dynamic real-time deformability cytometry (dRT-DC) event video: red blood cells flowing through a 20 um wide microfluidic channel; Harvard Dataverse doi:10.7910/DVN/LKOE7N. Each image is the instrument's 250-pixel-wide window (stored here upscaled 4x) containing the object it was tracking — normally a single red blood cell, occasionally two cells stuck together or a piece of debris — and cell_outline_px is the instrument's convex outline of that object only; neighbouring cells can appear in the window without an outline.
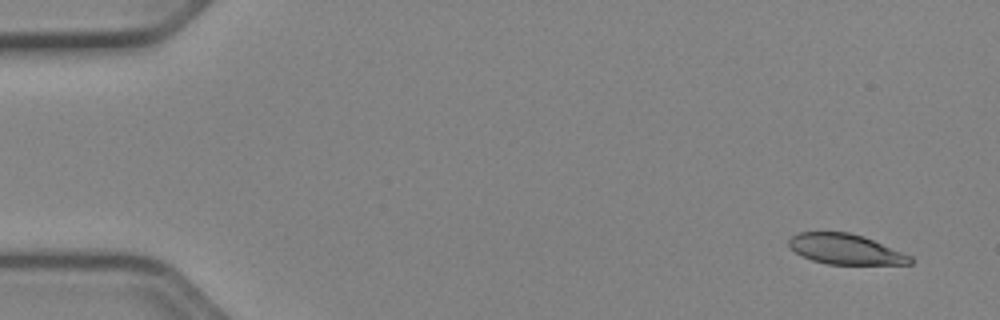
{"species": "Egyptian fruit bat (a non-hibernating species)", "species_latin": "Rousettus aegyptiacus", "temperature_condition": "cold", "stored_images_in_passage": 52, "camera_frame_rate_fps": 3000, "um_per_image_px": 0.085, "animal": {"sex": "female"}, "frame": {"image": 1, "passage_image": 3, "time_ms": 0.667, "image_size_px": [1000, 320], "cell_outline_px": [[916, 260], [912, 264], [828, 264], [812, 260], [796, 252], [788, 244], [788, 240], [796, 232], [848, 232], [864, 236], [912, 256]], "centroid_in_image_um": [71.9, 21.18], "position_along_channel_um": 13.1, "area_um2": 21.39}}
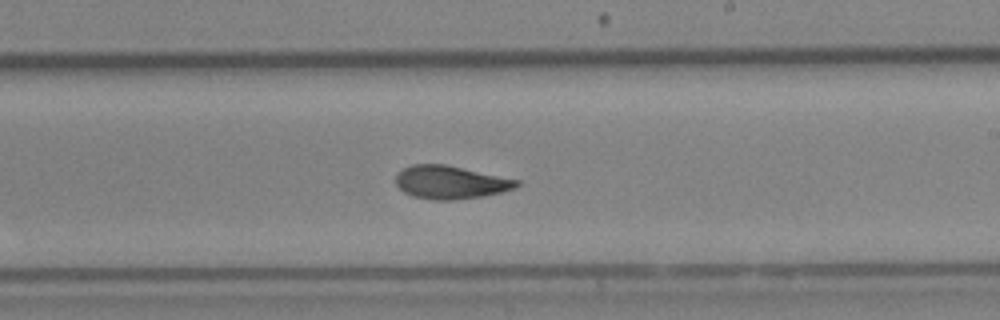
{"frame": {"image": 2, "passage_image": 31, "time_ms": 10.0, "image_size_px": [1000, 320], "cell_outline_px": [[520, 184], [516, 188], [484, 196], [452, 200], [432, 200], [412, 196], [404, 192], [396, 184], [396, 176], [404, 168], [412, 164], [444, 164], [520, 180]], "centroid_in_image_um": [38.3, 15.5], "position_along_channel_um": 250.7, "area_um2": 23.24}}
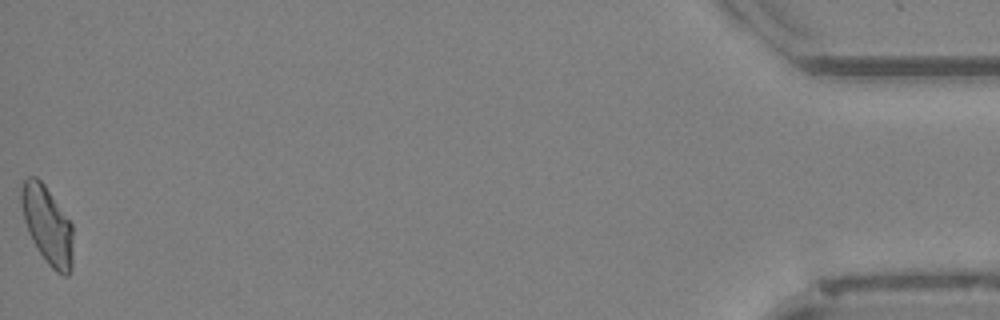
{"frame": {"image": 3, "passage_image": 52, "time_ms": 17.0, "image_size_px": [1000, 320], "cell_outline_px": [[72, 268], [68, 276], [64, 276], [56, 272], [48, 264], [32, 240], [28, 232], [24, 220], [20, 204], [20, 188], [24, 180], [28, 176], [36, 176], [44, 184], [72, 224]], "centroid_in_image_um": [4.01, 19.12], "position_along_channel_um": 431.2, "area_um2": 23.47}, "authors_computed_cell_mechanics": {"area_um2": 23.2645, "velocity_mm_per_s": 3.9412, "shape_relaxation_time_tau1_ms": 5.7391, "shape_relaxation_time_tau2_ms": 1.7871, "deformation_change_tau1": 0.1528, "deformation_change_tau2": 0.0723}}